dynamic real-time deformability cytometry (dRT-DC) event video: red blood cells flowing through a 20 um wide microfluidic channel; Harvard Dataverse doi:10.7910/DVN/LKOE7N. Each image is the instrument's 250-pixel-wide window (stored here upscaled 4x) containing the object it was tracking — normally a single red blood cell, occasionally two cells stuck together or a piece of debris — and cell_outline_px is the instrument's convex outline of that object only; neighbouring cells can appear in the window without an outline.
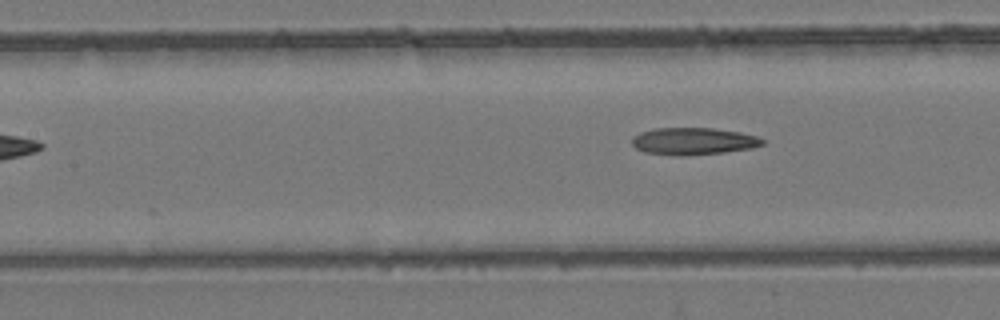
{"species": "common noctule bat (a hibernating species)", "species_latin": "Nyctalus noctula", "temperature_condition": "room temperature", "stored_images_in_passage": 7, "camera_frame_rate_fps": 3000, "um_per_image_px": 0.085, "animal": {"sex": "female", "body_mass_g": 24.6, "forearm_length_mm": 56.2}, "frame": {"image": 1, "passage_image": 7, "time_ms": 9.667, "image_size_px": [1000, 320], "cell_outline_px": [[764, 144], [752, 148], [724, 152], [680, 156], [672, 156], [644, 152], [636, 148], [632, 144], [632, 136], [640, 132], [652, 128], [712, 128], [740, 132], [756, 136], [764, 140]], "centroid_in_image_um": [58.89, 12.0], "position_along_channel_um": 148.5, "area_um2": 20.75}}